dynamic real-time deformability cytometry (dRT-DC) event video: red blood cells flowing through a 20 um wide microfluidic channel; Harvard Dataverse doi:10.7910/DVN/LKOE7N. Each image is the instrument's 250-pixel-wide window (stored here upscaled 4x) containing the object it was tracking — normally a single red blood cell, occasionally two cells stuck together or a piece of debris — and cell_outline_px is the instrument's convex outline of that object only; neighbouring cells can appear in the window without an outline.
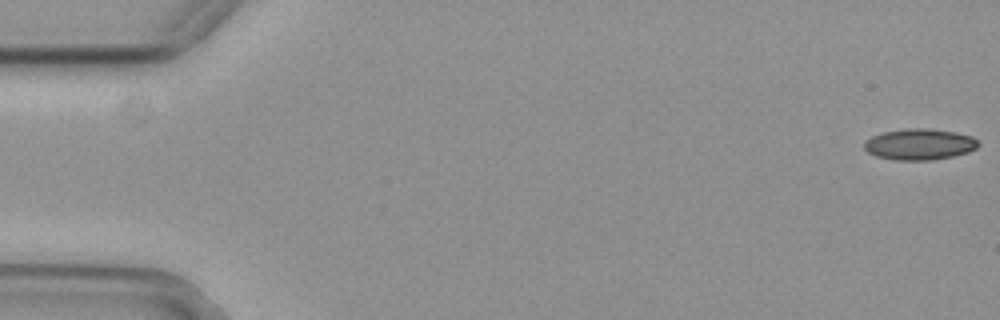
{"species": "common noctule bat (a hibernating species)", "species_latin": "Nyctalus noctula", "temperature_condition": "cold", "stored_images_in_passage": 56, "camera_frame_rate_fps": 3000, "um_per_image_px": 0.085, "animal": {"sex": "female", "body_mass_g": 29.2, "forearm_length_mm": 56.3}, "frame": {"image": 1, "passage_image": 1, "time_ms": 0.0, "image_size_px": [1000, 320], "cell_outline_px": [[980, 144], [976, 148], [968, 152], [952, 156], [932, 160], [896, 160], [876, 156], [868, 152], [864, 148], [864, 140], [880, 132], [908, 128], [928, 128], [956, 132], [972, 136]], "centroid_in_image_um": [78.14, 12.25], "position_along_channel_um": 6.9, "area_um2": 20.81}}
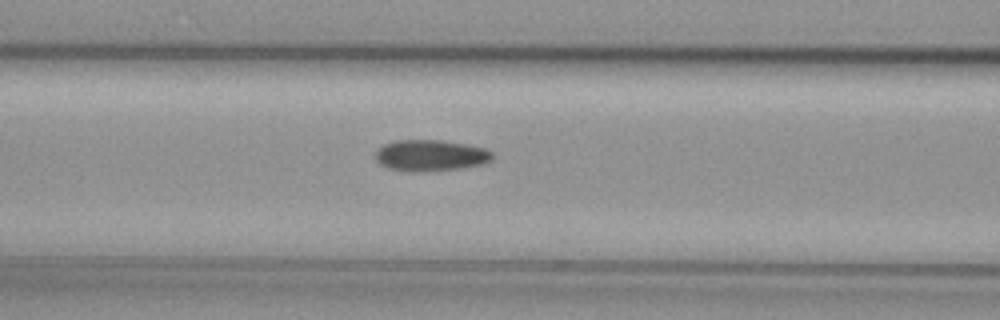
{"frame": {"image": 2, "passage_image": 23, "time_ms": 7.333, "image_size_px": [1000, 320], "cell_outline_px": [[492, 160], [484, 164], [460, 168], [388, 168], [380, 164], [376, 160], [376, 148], [384, 144], [396, 140], [444, 140], [468, 144], [484, 148], [492, 152]], "centroid_in_image_um": [36.64, 13.14], "position_along_channel_um": 130.0, "area_um2": 20.35}}
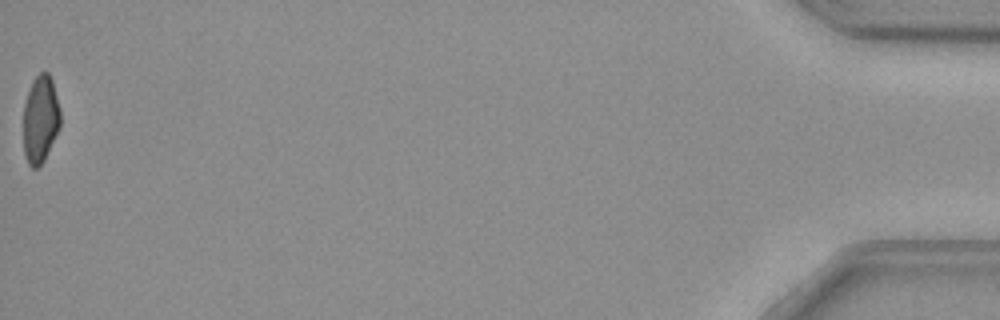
{"frame": {"image": 3, "passage_image": 56, "time_ms": 18.333, "image_size_px": [1000, 320], "cell_outline_px": [[60, 124], [44, 160], [36, 168], [32, 168], [28, 164], [24, 152], [24, 104], [32, 80], [40, 72], [48, 72], [52, 80], [60, 108]], "centroid_in_image_um": [3.43, 10.1], "position_along_channel_um": 431.8, "area_um2": 18.61}, "authors_computed_cell_mechanics": {"area_um2": 20.808, "velocity_mm_per_s": 3.7188, "shape_relaxation_time_tau1_ms": 9.3598, "shape_relaxation_time_tau2_ms": 3.6516, "deformation_change_tau1": 0.1799, "deformation_change_tau2": 0.0684}}